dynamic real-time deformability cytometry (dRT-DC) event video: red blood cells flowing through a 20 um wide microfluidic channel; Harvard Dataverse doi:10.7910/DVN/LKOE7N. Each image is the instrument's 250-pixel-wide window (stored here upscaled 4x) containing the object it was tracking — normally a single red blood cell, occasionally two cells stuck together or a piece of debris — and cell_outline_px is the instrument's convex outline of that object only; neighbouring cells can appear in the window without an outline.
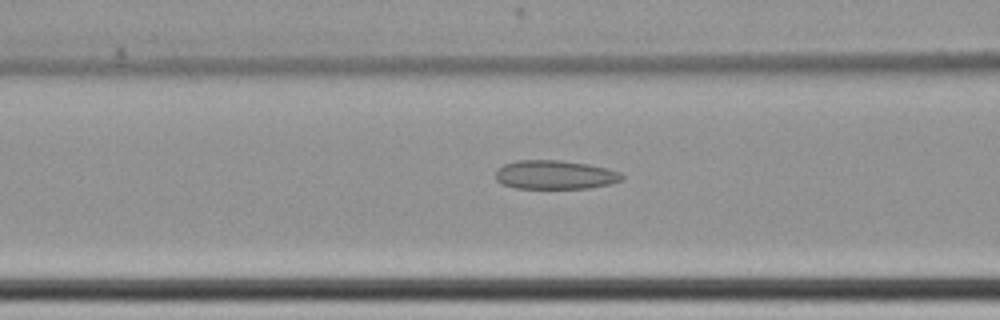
{"species": "common noctule bat (a hibernating species)", "species_latin": "Nyctalus noctula", "temperature_condition": "cold", "stored_images_in_passage": 34, "camera_frame_rate_fps": 3000, "um_per_image_px": 0.085, "animal": {"sex": "female", "body_mass_g": 22.7, "forearm_length_mm": 54.2}, "frame": {"image": 1, "passage_image": 6, "time_ms": 1.667, "image_size_px": [1000, 320], "cell_outline_px": [[624, 180], [612, 184], [588, 188], [516, 188], [504, 184], [496, 180], [496, 172], [504, 164], [516, 160], [560, 160], [588, 164], [608, 168], [620, 172], [624, 176]], "centroid_in_image_um": [47.23, 14.85], "position_along_channel_um": 119.4, "area_um2": 21.33}}
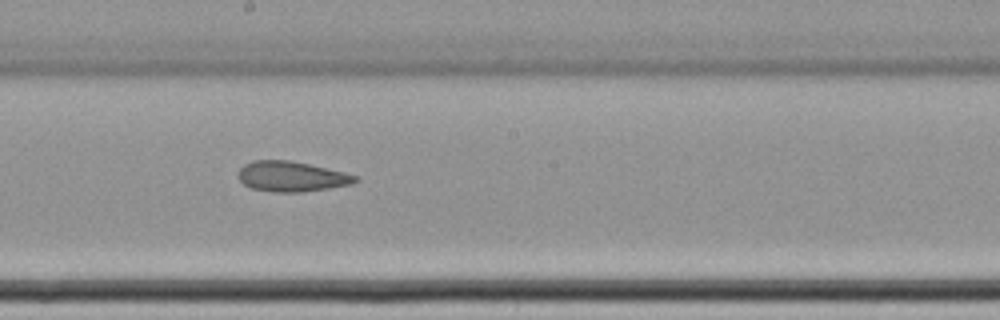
{"frame": {"image": 2, "passage_image": 15, "time_ms": 4.667, "image_size_px": [1000, 320], "cell_outline_px": [[360, 180], [352, 184], [328, 188], [300, 192], [272, 192], [252, 188], [244, 184], [240, 180], [240, 168], [244, 164], [252, 160], [288, 160], [308, 164], [344, 172], [356, 176]], "centroid_in_image_um": [24.78, 15.0], "position_along_channel_um": 223.4, "area_um2": 20.4}}
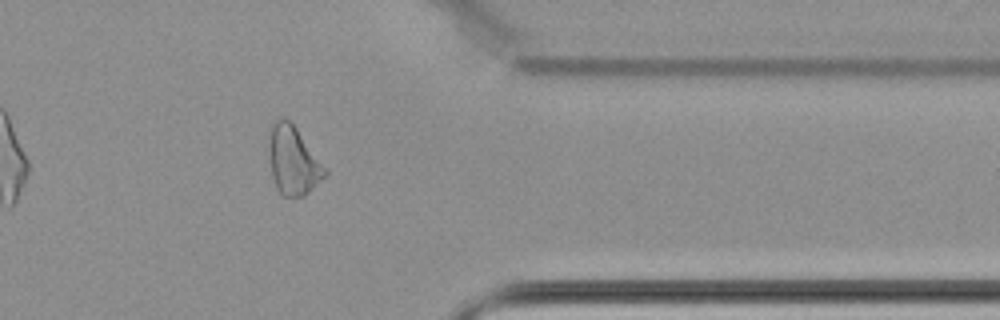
{"frame": {"image": 3, "passage_image": 30, "time_ms": 9.667, "image_size_px": [1000, 320], "cell_outline_px": [[328, 172], [304, 196], [284, 196], [276, 188], [272, 176], [268, 156], [268, 128], [280, 116], [284, 116], [296, 128], [328, 168]], "centroid_in_image_um": [24.89, 13.6], "position_along_channel_um": 386.5, "area_um2": 22.66}}